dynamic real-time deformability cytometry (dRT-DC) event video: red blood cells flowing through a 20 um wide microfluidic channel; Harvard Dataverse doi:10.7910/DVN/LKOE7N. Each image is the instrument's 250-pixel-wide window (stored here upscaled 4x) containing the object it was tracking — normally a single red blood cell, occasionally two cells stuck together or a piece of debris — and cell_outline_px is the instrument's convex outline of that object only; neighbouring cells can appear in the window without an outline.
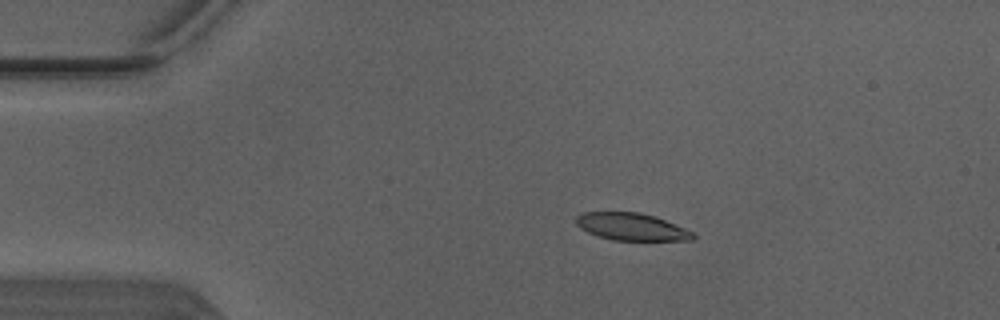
{"species": "Egyptian fruit bat (a non-hibernating species)", "species_latin": "Rousettus aegyptiacus", "temperature_condition": "warm", "stored_images_in_passage": 49, "camera_frame_rate_fps": 3000, "um_per_image_px": 0.085, "animal": {"sex": "male"}, "frame": {"image": 1, "passage_image": 9, "time_ms": 2.667, "image_size_px": [1000, 320], "cell_outline_px": [[696, 236], [692, 240], [612, 240], [596, 236], [580, 228], [576, 224], [576, 216], [584, 212], [640, 212], [664, 220], [684, 228], [692, 232]], "centroid_in_image_um": [53.63, 19.28], "position_along_channel_um": 31.4, "area_um2": 18.44}}
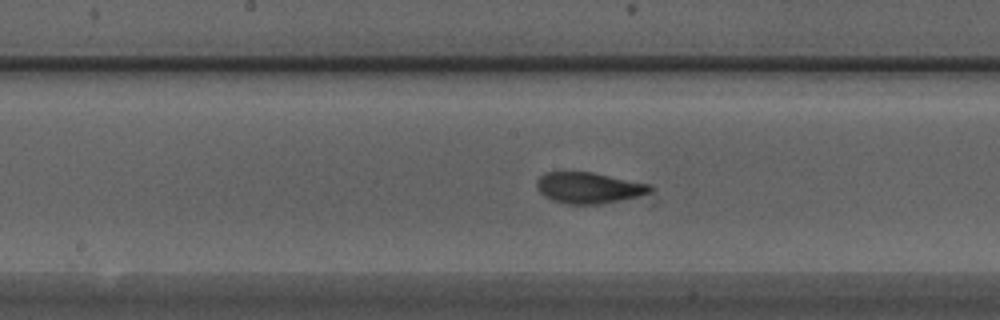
{"frame": {"image": 2, "passage_image": 25, "time_ms": 8.0, "image_size_px": [1000, 320], "cell_outline_px": [[652, 192], [620, 200], [600, 204], [568, 204], [552, 200], [544, 196], [536, 188], [536, 180], [544, 172], [560, 168], [592, 172], [652, 184]], "centroid_in_image_um": [49.96, 15.91], "position_along_channel_um": 198.2, "area_um2": 21.27}}
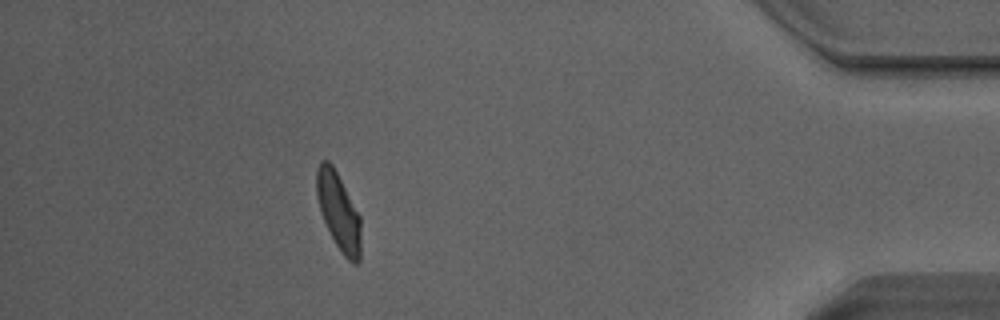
{"frame": {"image": 3, "passage_image": 44, "time_ms": 14.333, "image_size_px": [1000, 320], "cell_outline_px": [[360, 260], [356, 264], [352, 264], [340, 252], [320, 212], [316, 196], [316, 168], [320, 160], [328, 160], [332, 164], [360, 216]], "centroid_in_image_um": [28.76, 17.97], "position_along_channel_um": 406.4, "area_um2": 19.88}, "authors_computed_cell_mechanics": {"area_um2": 20.1722, "velocity_mm_per_s": 4.1099, "shape_relaxation_time_tau1_ms": 3.8316, "shape_relaxation_time_tau2_ms": 1.155, "deformation_change_tau1": 0.1506, "deformation_change_tau2": 0.0751}}